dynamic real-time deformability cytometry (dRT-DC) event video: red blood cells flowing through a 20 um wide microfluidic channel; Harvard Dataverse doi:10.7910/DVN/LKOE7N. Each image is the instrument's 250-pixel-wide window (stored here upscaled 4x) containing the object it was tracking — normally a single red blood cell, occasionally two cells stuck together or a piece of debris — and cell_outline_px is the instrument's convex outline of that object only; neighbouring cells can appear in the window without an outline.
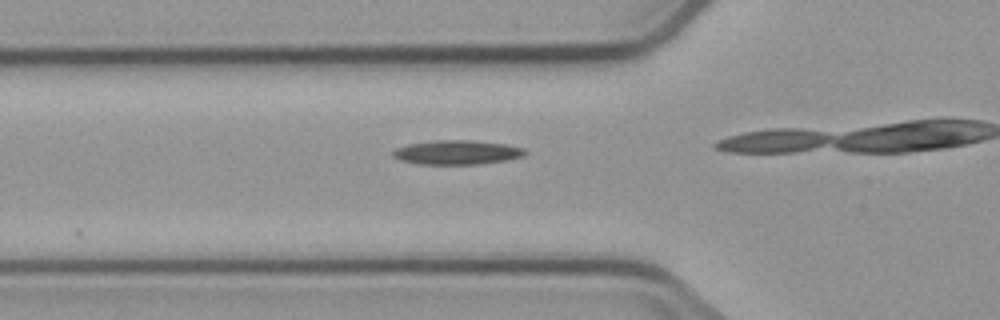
{"species": "common noctule bat (a hibernating species)", "species_latin": "Nyctalus noctula", "temperature_condition": "cold", "stored_images_in_passage": 5, "camera_frame_rate_fps": 3000, "um_per_image_px": 0.085, "animal": {"sex": "male", "body_mass_g": 23.1, "forearm_length_mm": 52.7}, "frame": {"image": 1, "passage_image": 5, "time_ms": 4.667, "image_size_px": [1000, 320], "cell_outline_px": [[528, 152], [524, 156], [504, 160], [476, 164], [420, 164], [400, 160], [392, 156], [392, 152], [396, 148], [408, 144], [440, 140], [472, 140], [504, 144], [524, 148]], "centroid_in_image_um": [38.84, 12.95], "position_along_channel_um": 87.0, "area_um2": 18.5}}